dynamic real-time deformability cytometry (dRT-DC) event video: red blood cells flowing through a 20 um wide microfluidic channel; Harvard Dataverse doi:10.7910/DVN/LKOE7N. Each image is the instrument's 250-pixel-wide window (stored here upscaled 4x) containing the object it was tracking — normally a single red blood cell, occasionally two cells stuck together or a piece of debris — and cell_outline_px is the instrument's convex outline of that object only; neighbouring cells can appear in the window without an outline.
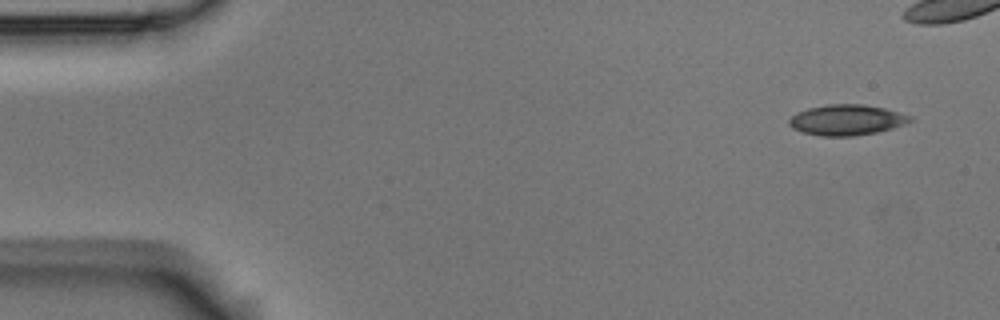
{"species": "Egyptian fruit bat (a non-hibernating species)", "species_latin": "Rousettus aegyptiacus", "temperature_condition": "room temperature", "stored_images_in_passage": 4, "camera_frame_rate_fps": 3000, "um_per_image_px": 0.085, "animal": {"sex": "male"}, "frame": {"image": 1, "passage_image": 1, "time_ms": 0.0, "image_size_px": [1000, 320], "cell_outline_px": [[916, 120], [892, 128], [876, 132], [852, 136], [820, 136], [800, 132], [792, 128], [788, 124], [788, 120], [796, 112], [808, 108], [828, 104], [864, 104], [884, 108], [912, 116]], "centroid_in_image_um": [71.95, 10.19], "position_along_channel_um": 13.1, "area_um2": 21.73}}
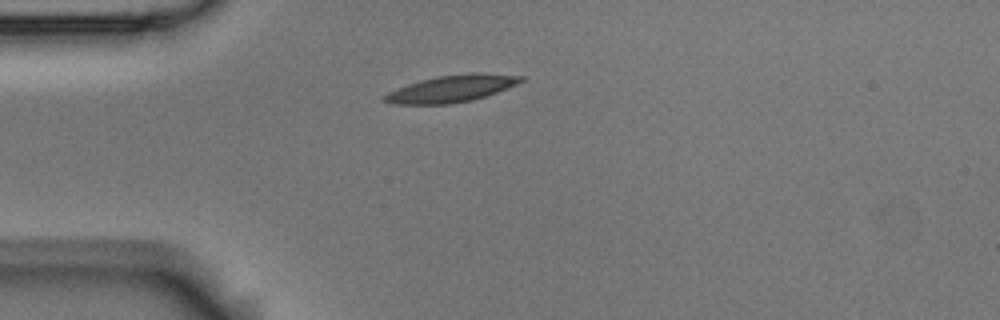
{"frame": {"image": 2, "passage_image": 4, "time_ms": 1.0, "image_size_px": [1000, 320], "cell_outline_px": [[524, 80], [516, 84], [496, 92], [472, 100], [448, 104], [392, 104], [380, 100], [380, 96], [396, 88], [420, 80], [436, 76], [472, 72], [480, 72], [524, 76]], "centroid_in_image_um": [38.32, 7.53], "position_along_channel_um": 46.7, "area_um2": 21.56}}